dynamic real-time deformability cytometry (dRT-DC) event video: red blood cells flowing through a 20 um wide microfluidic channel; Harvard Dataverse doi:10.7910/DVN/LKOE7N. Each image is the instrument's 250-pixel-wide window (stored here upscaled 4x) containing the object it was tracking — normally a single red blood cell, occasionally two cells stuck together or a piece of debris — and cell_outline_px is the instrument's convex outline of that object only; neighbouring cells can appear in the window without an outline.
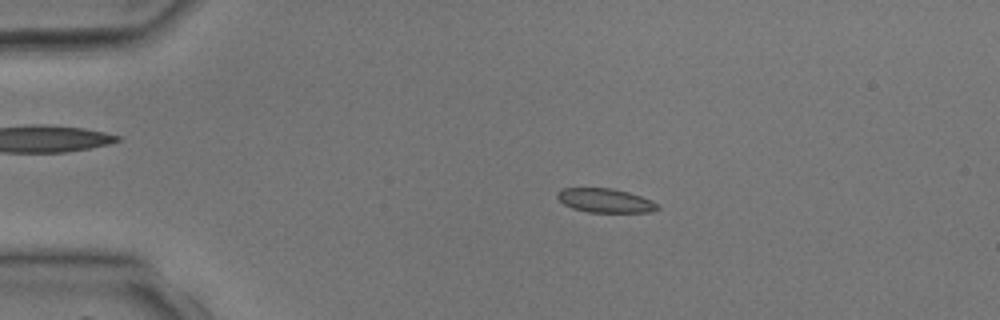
{"species": "common noctule bat (a hibernating species)", "species_latin": "Nyctalus noctula", "temperature_condition": "room temperature", "stored_images_in_passage": 3, "camera_frame_rate_fps": 3000, "um_per_image_px": 0.085, "animal": {"sex": "male", "body_mass_g": 17.9, "forearm_length_mm": 54.2}, "frame": {"image": 1, "passage_image": 2, "time_ms": 1.0, "image_size_px": [1000, 320], "cell_outline_px": [[660, 208], [652, 212], [588, 212], [572, 208], [564, 204], [556, 196], [556, 192], [560, 188], [612, 188], [628, 192], [652, 200]], "centroid_in_image_um": [51.42, 17.04], "position_along_channel_um": 33.6, "area_um2": 14.05}}